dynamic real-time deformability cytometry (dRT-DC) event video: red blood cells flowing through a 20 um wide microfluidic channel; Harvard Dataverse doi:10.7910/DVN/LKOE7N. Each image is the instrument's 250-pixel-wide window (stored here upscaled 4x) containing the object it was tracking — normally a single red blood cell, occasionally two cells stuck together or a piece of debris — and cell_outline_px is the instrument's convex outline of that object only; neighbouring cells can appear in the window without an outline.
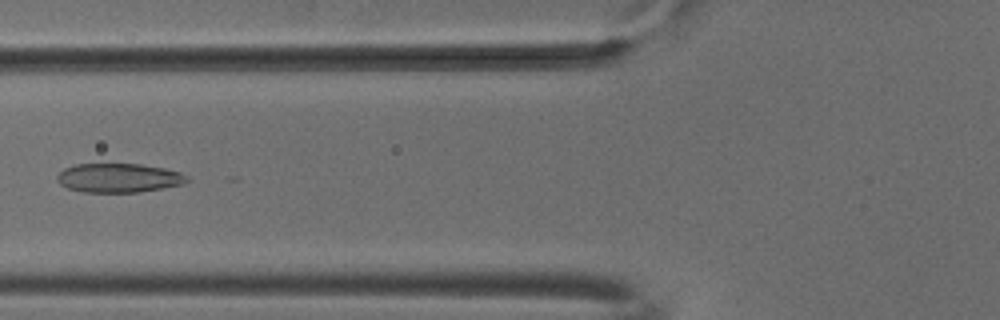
{"species": "common noctule bat (a hibernating species)", "species_latin": "Nyctalus noctula", "temperature_condition": "cold", "stored_images_in_passage": 3, "camera_frame_rate_fps": 3000, "um_per_image_px": 0.085, "animal": {"sex": "male", "body_mass_g": 18.8}, "frame": {"image": 1, "passage_image": 2, "time_ms": 0.333, "image_size_px": [1000, 320], "cell_outline_px": [[188, 180], [184, 184], [140, 192], [80, 192], [68, 188], [60, 184], [56, 180], [56, 176], [64, 168], [76, 164], [140, 164], [164, 168], [180, 172], [188, 176]], "centroid_in_image_um": [10.08, 15.12], "position_along_channel_um": 115.7, "area_um2": 22.08}}
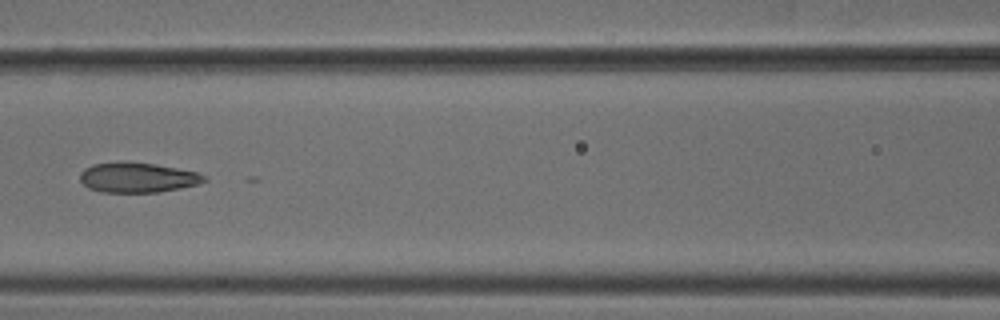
{"frame": {"image": 2, "passage_image": 3, "time_ms": 0.667, "image_size_px": [1000, 320], "cell_outline_px": [[208, 180], [200, 184], [160, 192], [100, 192], [88, 188], [80, 180], [80, 172], [84, 168], [92, 164], [156, 164], [196, 172], [204, 176]], "centroid_in_image_um": [11.71, 15.13], "position_along_channel_um": 154.9, "area_um2": 21.1}}